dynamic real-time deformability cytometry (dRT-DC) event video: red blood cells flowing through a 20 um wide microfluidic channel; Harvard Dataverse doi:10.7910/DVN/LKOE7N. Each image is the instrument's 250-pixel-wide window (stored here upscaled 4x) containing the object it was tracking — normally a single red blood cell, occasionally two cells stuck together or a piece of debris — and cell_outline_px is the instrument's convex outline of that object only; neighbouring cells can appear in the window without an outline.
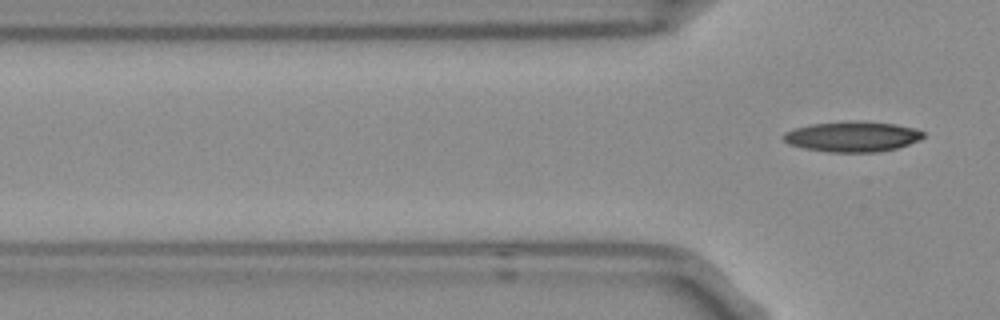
{"species": "Egyptian fruit bat (a non-hibernating species)", "species_latin": "Rousettus aegyptiacus", "temperature_condition": "room temperature", "stored_images_in_passage": 6, "camera_frame_rate_fps": 3000, "um_per_image_px": 0.085, "frame": {"image": 1, "passage_image": 6, "time_ms": 1.667, "image_size_px": [1000, 320], "cell_outline_px": [[924, 136], [920, 140], [896, 148], [880, 152], [828, 152], [804, 148], [788, 144], [780, 136], [784, 132], [808, 124], [848, 120], [856, 120], [896, 124], [916, 128], [924, 132]], "centroid_in_image_um": [72.44, 11.59], "position_along_channel_um": 53.4, "area_um2": 25.14}}